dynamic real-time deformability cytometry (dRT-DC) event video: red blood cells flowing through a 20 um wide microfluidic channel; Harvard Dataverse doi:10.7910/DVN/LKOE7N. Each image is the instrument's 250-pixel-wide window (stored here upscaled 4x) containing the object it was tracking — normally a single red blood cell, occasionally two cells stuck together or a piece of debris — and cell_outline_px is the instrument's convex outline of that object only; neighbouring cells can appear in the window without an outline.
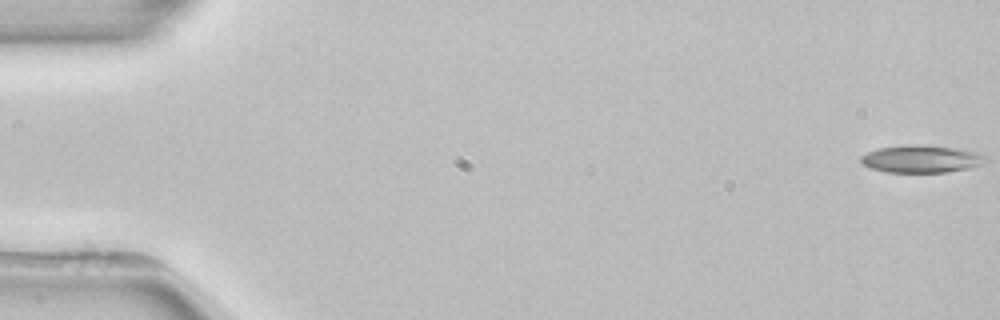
{"species": "common noctule bat (a hibernating species)", "species_latin": "Nyctalus noctula", "temperature_condition": "room temperature", "stored_images_in_passage": 5, "camera_frame_rate_fps": 3000, "um_per_image_px": 0.085, "animal": {"sex": "female", "body_mass_g": 22.7, "forearm_length_mm": 54.2}, "frame": {"image": 1, "passage_image": 1, "time_ms": 0.0, "image_size_px": [1000, 320], "cell_outline_px": [[984, 156], [976, 164], [968, 168], [948, 172], [888, 172], [872, 168], [864, 164], [860, 160], [860, 156], [868, 152], [880, 148], [908, 144], [912, 144], [956, 148], [976, 152]], "centroid_in_image_um": [78.21, 13.5], "position_along_channel_um": 6.8, "area_um2": 19.31}}
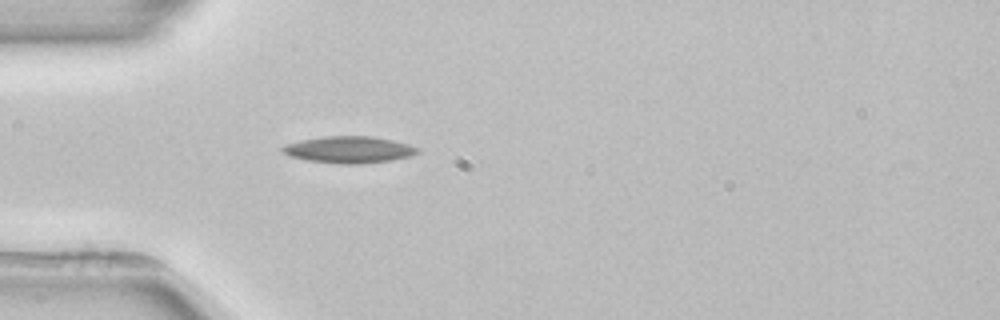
{"frame": {"image": 2, "passage_image": 5, "time_ms": 5.0, "image_size_px": [1000, 320], "cell_outline_px": [[420, 152], [408, 156], [388, 160], [364, 164], [340, 164], [304, 160], [288, 156], [280, 148], [288, 144], [304, 140], [324, 136], [372, 136], [392, 140], [408, 144], [420, 148]], "centroid_in_image_um": [29.67, 12.73], "position_along_channel_um": 55.3, "area_um2": 20.92}}